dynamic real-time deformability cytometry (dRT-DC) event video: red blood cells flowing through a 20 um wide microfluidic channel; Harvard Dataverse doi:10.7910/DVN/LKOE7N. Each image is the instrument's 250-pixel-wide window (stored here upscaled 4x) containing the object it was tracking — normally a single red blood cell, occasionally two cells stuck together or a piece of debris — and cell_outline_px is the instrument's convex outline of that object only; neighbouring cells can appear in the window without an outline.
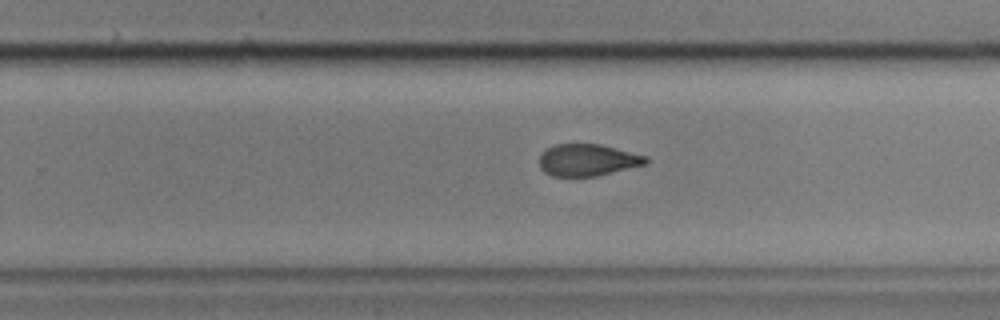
{"species": "common noctule bat (a hibernating species)", "species_latin": "Nyctalus noctula", "temperature_condition": "cold", "stored_images_in_passage": 42, "camera_frame_rate_fps": 3000, "um_per_image_px": 0.085, "animal": {"sex": "male", "body_mass_g": 17.9, "forearm_length_mm": 54.2}, "frame": {"image": 1, "passage_image": 26, "time_ms": 8.333, "image_size_px": [1000, 320], "cell_outline_px": [[648, 160], [644, 164], [596, 176], [552, 176], [544, 172], [540, 168], [540, 152], [544, 148], [556, 144], [600, 144], [648, 156]], "centroid_in_image_um": [49.89, 13.59], "position_along_channel_um": 279.9, "area_um2": 19.77}}
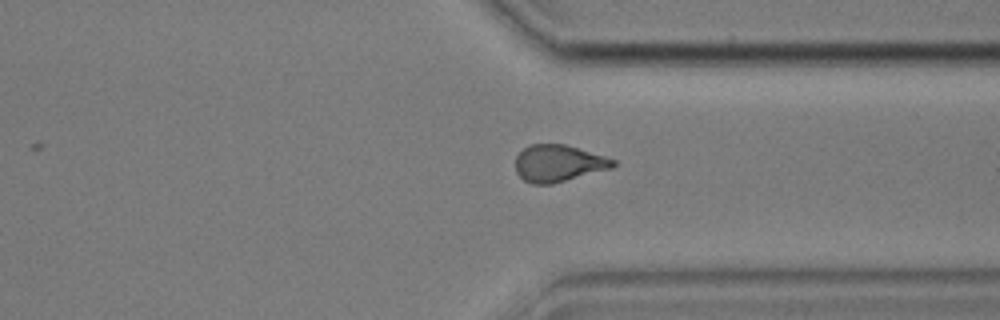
{"frame": {"image": 2, "passage_image": 33, "time_ms": 10.667, "image_size_px": [1000, 320], "cell_outline_px": [[616, 164], [612, 168], [552, 184], [532, 184], [524, 180], [516, 172], [516, 156], [524, 148], [532, 144], [564, 144], [604, 156], [616, 160]], "centroid_in_image_um": [47.46, 13.89], "position_along_channel_um": 363.9, "area_um2": 20.81}}
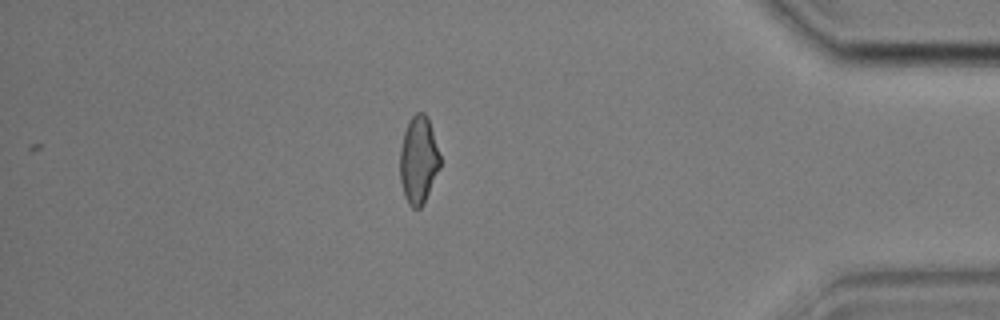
{"frame": {"image": 3, "passage_image": 39, "time_ms": 12.667, "image_size_px": [1000, 320], "cell_outline_px": [[440, 168], [424, 204], [420, 208], [412, 208], [408, 204], [404, 196], [400, 180], [400, 148], [404, 132], [408, 120], [416, 112], [424, 112], [428, 116], [440, 156]], "centroid_in_image_um": [35.57, 13.6], "position_along_channel_um": 399.6, "area_um2": 20.69}}